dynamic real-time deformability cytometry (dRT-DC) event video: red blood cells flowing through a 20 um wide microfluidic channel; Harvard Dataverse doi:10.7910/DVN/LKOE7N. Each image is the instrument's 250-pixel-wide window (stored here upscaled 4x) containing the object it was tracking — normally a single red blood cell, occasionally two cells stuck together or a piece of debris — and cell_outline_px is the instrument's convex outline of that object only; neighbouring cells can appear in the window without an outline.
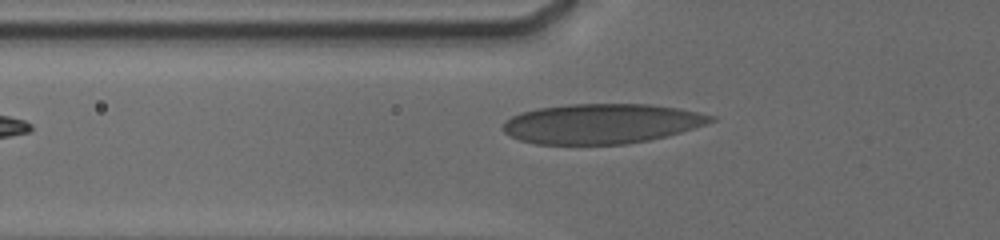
{"species": "human", "species_latin": "Homo sapiens", "temperature_condition": "cold", "stored_images_in_passage": 21, "camera_frame_rate_fps": 3000, "um_per_image_px": 0.085, "donor": {"sex": "male"}, "frame": {"image": 1, "passage_image": 3, "time_ms": 0.333, "image_size_px": [1000, 240], "cell_outline_px": [[716, 120], [668, 136], [648, 140], [624, 144], [536, 144], [520, 140], [504, 132], [500, 128], [504, 120], [520, 112], [536, 108], [568, 104], [648, 104], [676, 108], [716, 116]], "centroid_in_image_um": [51.07, 10.51], "position_along_channel_um": 74.7, "area_um2": 48.26}}
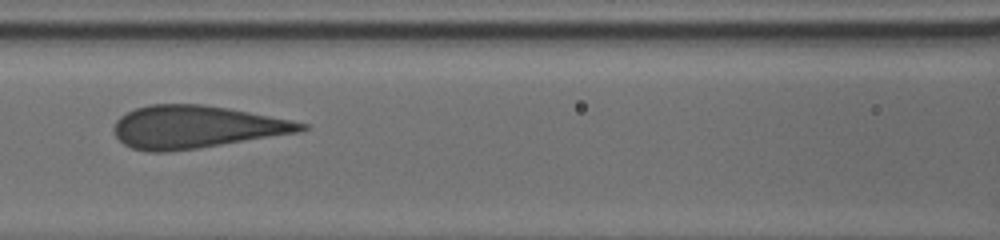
{"frame": {"image": 2, "passage_image": 14, "time_ms": 2.333, "image_size_px": [1000, 240], "cell_outline_px": [[308, 128], [296, 132], [200, 148], [168, 152], [148, 152], [132, 148], [124, 144], [116, 136], [112, 128], [116, 120], [120, 116], [136, 108], [148, 104], [200, 104], [228, 108], [308, 124]], "centroid_in_image_um": [16.57, 10.8], "position_along_channel_um": 150.0, "area_um2": 46.01}}
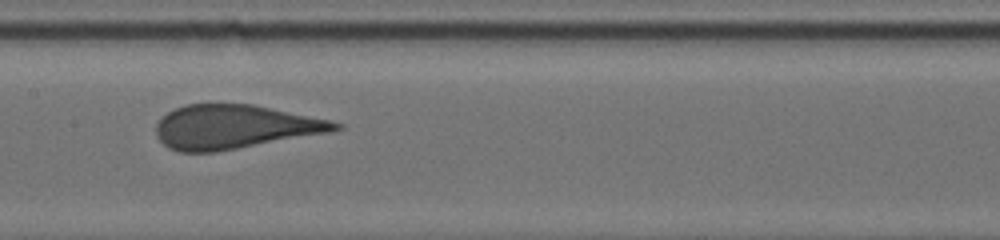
{"frame": {"image": 3, "passage_image": 20, "time_ms": 3.333, "image_size_px": [1000, 240], "cell_outline_px": [[344, 128], [332, 132], [216, 152], [180, 152], [168, 148], [156, 136], [156, 124], [160, 116], [176, 108], [188, 104], [252, 104], [328, 120], [344, 124]], "centroid_in_image_um": [19.92, 10.79], "position_along_channel_um": 187.5, "area_um2": 45.84}}